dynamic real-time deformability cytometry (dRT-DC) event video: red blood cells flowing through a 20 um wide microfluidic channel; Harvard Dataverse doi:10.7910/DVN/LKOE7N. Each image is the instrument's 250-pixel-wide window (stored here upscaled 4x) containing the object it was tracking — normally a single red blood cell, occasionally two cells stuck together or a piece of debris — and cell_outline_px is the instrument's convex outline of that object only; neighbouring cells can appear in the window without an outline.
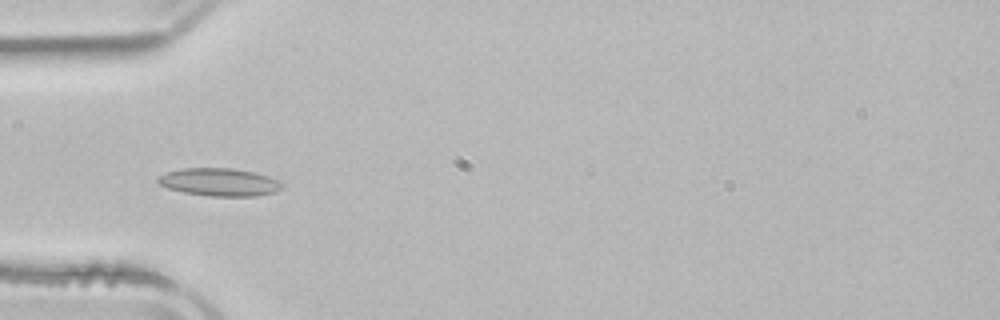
{"species": "common noctule bat (a hibernating species)", "species_latin": "Nyctalus noctula", "temperature_condition": "room temperature", "stored_images_in_passage": 4, "camera_frame_rate_fps": 3000, "um_per_image_px": 0.085, "animal": {"sex": "male", "body_mass_g": 21.5, "forearm_length_mm": 52.0}, "frame": {"image": 1, "passage_image": 4, "time_ms": 4.0, "image_size_px": [1000, 320], "cell_outline_px": [[284, 188], [276, 192], [256, 196], [208, 196], [184, 192], [168, 188], [160, 184], [156, 180], [160, 176], [168, 172], [180, 168], [232, 168], [252, 172], [268, 176], [276, 180]], "centroid_in_image_um": [18.65, 15.48], "position_along_channel_um": 66.4, "area_um2": 19.94}}